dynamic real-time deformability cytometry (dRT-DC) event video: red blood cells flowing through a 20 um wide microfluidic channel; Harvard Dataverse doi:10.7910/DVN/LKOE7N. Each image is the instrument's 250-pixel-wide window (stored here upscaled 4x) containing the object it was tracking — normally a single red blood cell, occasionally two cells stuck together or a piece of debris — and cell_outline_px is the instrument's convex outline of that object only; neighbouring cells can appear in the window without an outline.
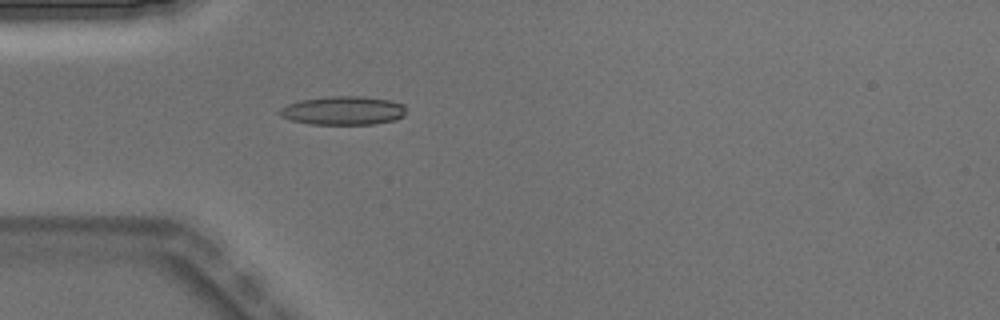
{"species": "Egyptian fruit bat (a non-hibernating species)", "species_latin": "Rousettus aegyptiacus", "temperature_condition": "warm", "stored_images_in_passage": 3, "camera_frame_rate_fps": 3000, "um_per_image_px": 0.085, "animal": {"sex": "male"}, "frame": {"image": 1, "passage_image": 3, "time_ms": 0.667, "image_size_px": [1000, 320], "cell_outline_px": [[404, 116], [396, 120], [372, 124], [308, 124], [292, 120], [280, 116], [276, 112], [280, 108], [288, 104], [300, 100], [328, 96], [364, 96], [388, 100], [404, 104]], "centroid_in_image_um": [29.14, 9.4], "position_along_channel_um": 55.9, "area_um2": 21.21}}